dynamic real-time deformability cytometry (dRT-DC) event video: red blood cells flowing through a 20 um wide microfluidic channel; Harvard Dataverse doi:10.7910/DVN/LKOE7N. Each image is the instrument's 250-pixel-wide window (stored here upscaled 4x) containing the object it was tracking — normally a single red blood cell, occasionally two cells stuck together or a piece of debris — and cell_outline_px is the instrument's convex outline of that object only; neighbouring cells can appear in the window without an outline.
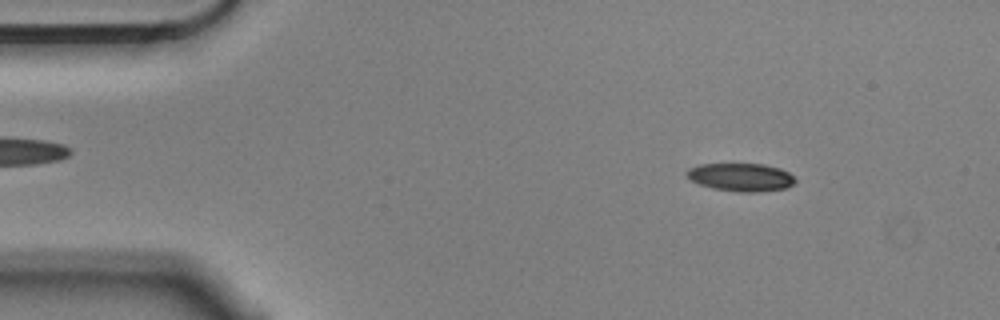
{"species": "Egyptian fruit bat (a non-hibernating species)", "species_latin": "Rousettus aegyptiacus", "temperature_condition": "cold", "stored_images_in_passage": 4, "camera_frame_rate_fps": 3000, "um_per_image_px": 0.085, "animal": {"sex": "male"}, "frame": {"image": 1, "passage_image": 2, "time_ms": 0.333, "image_size_px": [1000, 320], "cell_outline_px": [[796, 180], [792, 184], [784, 188], [752, 192], [740, 192], [712, 188], [700, 184], [692, 180], [688, 176], [688, 168], [700, 164], [764, 164], [780, 168], [788, 172]], "centroid_in_image_um": [62.98, 15.05], "position_along_channel_um": 22.0, "area_um2": 17.4}}